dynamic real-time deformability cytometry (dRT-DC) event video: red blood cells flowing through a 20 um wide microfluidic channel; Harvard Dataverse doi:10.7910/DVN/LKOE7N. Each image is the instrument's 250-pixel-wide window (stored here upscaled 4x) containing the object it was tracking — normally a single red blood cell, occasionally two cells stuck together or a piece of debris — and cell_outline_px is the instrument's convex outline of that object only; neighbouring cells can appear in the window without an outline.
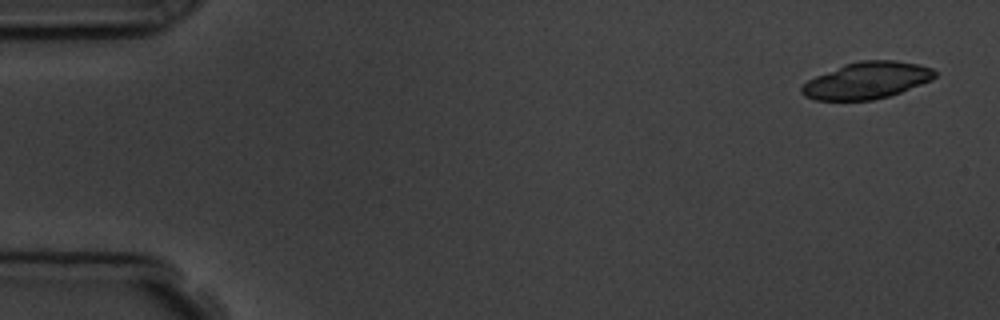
{"species": "common noctule bat (a hibernating species)", "species_latin": "Nyctalus noctula", "temperature_condition": "room temperature", "stored_images_in_passage": 3, "camera_frame_rate_fps": 3000, "um_per_image_px": 0.085, "animal": {"sex": "male", "body_mass_g": 19.5, "forearm_length_mm": 54.6}, "frame": {"image": 1, "passage_image": 1, "time_ms": 0.0, "image_size_px": [1000, 320], "cell_outline_px": [[936, 76], [932, 80], [900, 92], [888, 96], [872, 100], [816, 100], [804, 96], [800, 92], [800, 88], [808, 80], [816, 76], [844, 64], [860, 60], [896, 60], [920, 64], [932, 68], [936, 72]], "centroid_in_image_um": [73.69, 6.83], "position_along_channel_um": 11.3, "area_um2": 28.5}}